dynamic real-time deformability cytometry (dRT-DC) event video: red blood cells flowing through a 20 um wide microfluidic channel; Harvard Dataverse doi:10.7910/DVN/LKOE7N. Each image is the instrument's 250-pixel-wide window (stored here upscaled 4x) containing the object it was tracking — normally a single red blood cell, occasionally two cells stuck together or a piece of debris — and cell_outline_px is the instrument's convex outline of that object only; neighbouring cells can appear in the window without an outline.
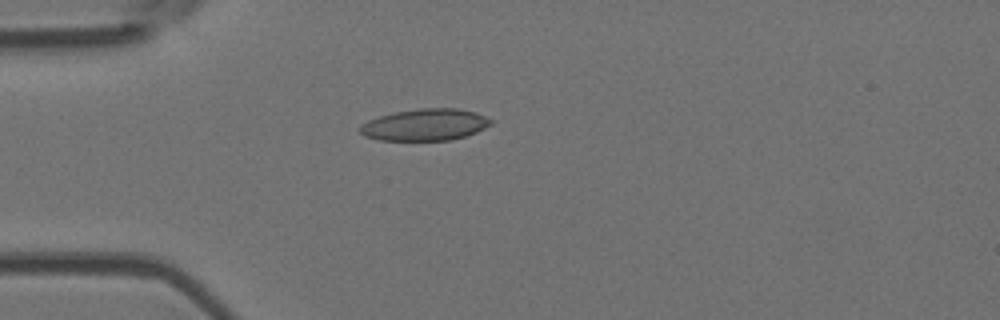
{"species": "Egyptian fruit bat (a non-hibernating species)", "species_latin": "Rousettus aegyptiacus", "temperature_condition": "room temperature", "stored_images_in_passage": 1, "camera_frame_rate_fps": 3000, "um_per_image_px": 0.085, "animal": {"sex": "female"}, "frame": {"image": 1, "passage_image": 1, "time_ms": 0.0, "image_size_px": [1000, 320], "cell_outline_px": [[492, 124], [476, 132], [452, 140], [380, 140], [364, 136], [360, 132], [360, 124], [368, 120], [380, 116], [396, 112], [420, 108], [460, 108], [476, 112], [492, 120]], "centroid_in_image_um": [36.13, 10.6], "position_along_channel_um": 48.9, "area_um2": 24.16}}